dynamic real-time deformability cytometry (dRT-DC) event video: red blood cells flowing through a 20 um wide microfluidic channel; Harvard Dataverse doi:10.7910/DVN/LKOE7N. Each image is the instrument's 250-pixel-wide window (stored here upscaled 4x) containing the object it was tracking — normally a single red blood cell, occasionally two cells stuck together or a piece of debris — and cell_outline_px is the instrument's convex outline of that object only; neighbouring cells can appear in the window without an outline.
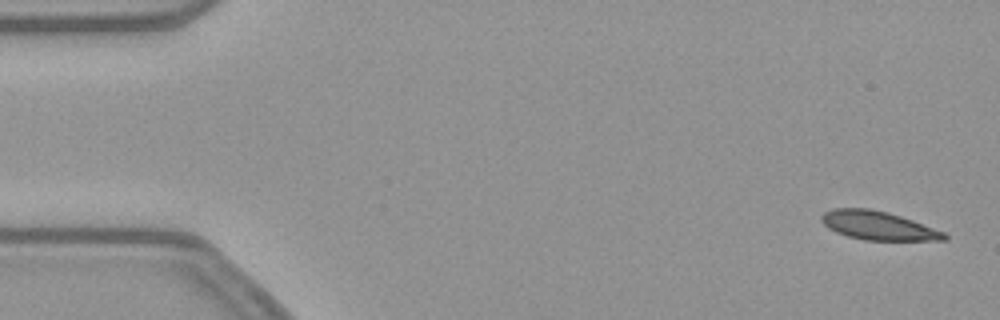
{"species": "common noctule bat (a hibernating species)", "species_latin": "Nyctalus noctula", "temperature_condition": "warm", "stored_images_in_passage": 53, "camera_frame_rate_fps": 3000, "um_per_image_px": 0.085, "animal": {"sex": "female", "body_mass_g": 21.9}, "frame": {"image": 1, "passage_image": 2, "time_ms": 0.333, "image_size_px": [1000, 320], "cell_outline_px": [[948, 240], [864, 240], [848, 236], [836, 232], [828, 228], [820, 220], [820, 216], [824, 212], [832, 208], [868, 208], [888, 212], [912, 220], [944, 232], [948, 236]], "centroid_in_image_um": [74.61, 19.17], "position_along_channel_um": 10.4, "area_um2": 20.46}}
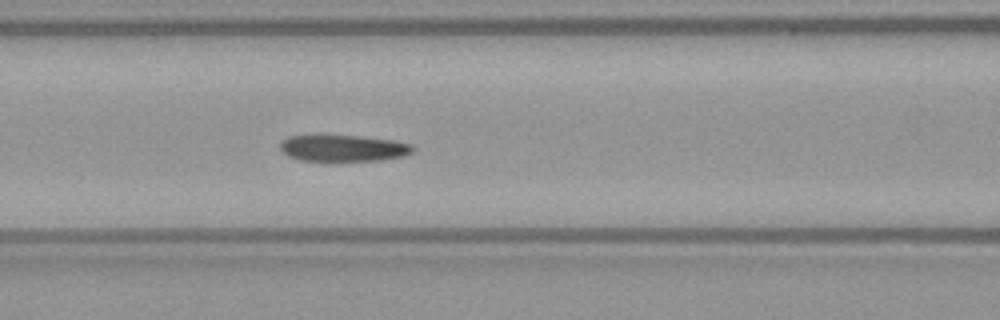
{"frame": {"image": 2, "passage_image": 22, "time_ms": 7.0, "image_size_px": [1000, 320], "cell_outline_px": [[416, 148], [412, 152], [404, 156], [380, 160], [300, 160], [288, 156], [280, 148], [280, 144], [288, 136], [360, 136], [392, 140], [412, 144]], "centroid_in_image_um": [29.22, 12.59], "position_along_channel_um": 137.4, "area_um2": 20.11}}
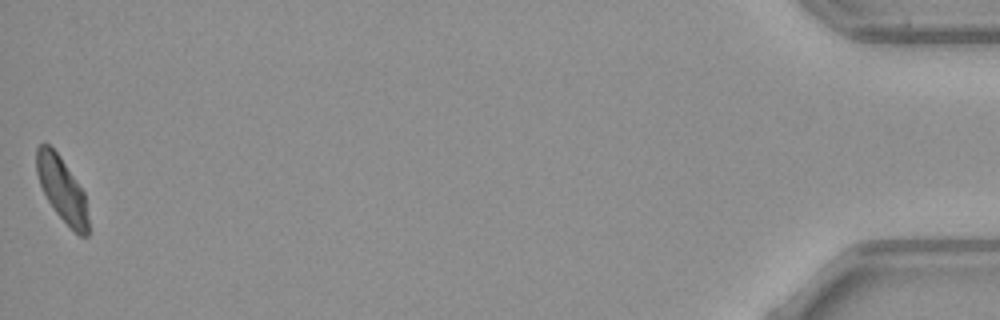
{"frame": {"image": 3, "passage_image": 53, "time_ms": 17.333, "image_size_px": [1000, 320], "cell_outline_px": [[88, 236], [80, 236], [56, 212], [48, 200], [40, 184], [36, 172], [36, 148], [44, 140], [56, 152], [84, 192], [88, 220]], "centroid_in_image_um": [5.24, 16.06], "position_along_channel_um": 430.0, "area_um2": 18.9}}